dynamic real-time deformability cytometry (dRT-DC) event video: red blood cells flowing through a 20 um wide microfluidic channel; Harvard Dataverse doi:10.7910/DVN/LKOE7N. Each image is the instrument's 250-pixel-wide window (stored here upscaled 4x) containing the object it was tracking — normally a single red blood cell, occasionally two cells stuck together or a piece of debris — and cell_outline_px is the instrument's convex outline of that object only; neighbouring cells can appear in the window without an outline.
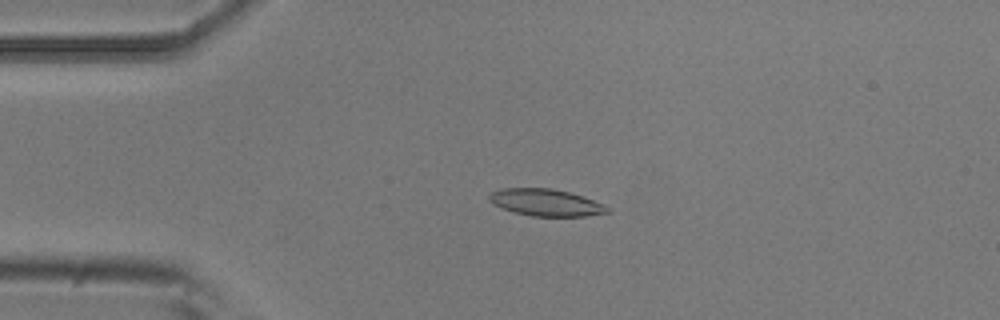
{"species": "common noctule bat (a hibernating species)", "species_latin": "Nyctalus noctula", "temperature_condition": "room temperature", "stored_images_in_passage": 5, "camera_frame_rate_fps": 3000, "um_per_image_px": 0.085, "animal": {"sex": "male", "body_mass_g": 20.5, "forearm_length_mm": 52.5}, "frame": {"image": 1, "passage_image": 4, "time_ms": 1.0, "image_size_px": [1000, 320], "cell_outline_px": [[612, 212], [588, 216], [532, 216], [516, 212], [492, 204], [488, 200], [488, 196], [492, 192], [500, 188], [552, 188], [568, 192], [604, 204], [612, 208]], "centroid_in_image_um": [46.43, 17.21], "position_along_channel_um": 38.6, "area_um2": 18.55}}